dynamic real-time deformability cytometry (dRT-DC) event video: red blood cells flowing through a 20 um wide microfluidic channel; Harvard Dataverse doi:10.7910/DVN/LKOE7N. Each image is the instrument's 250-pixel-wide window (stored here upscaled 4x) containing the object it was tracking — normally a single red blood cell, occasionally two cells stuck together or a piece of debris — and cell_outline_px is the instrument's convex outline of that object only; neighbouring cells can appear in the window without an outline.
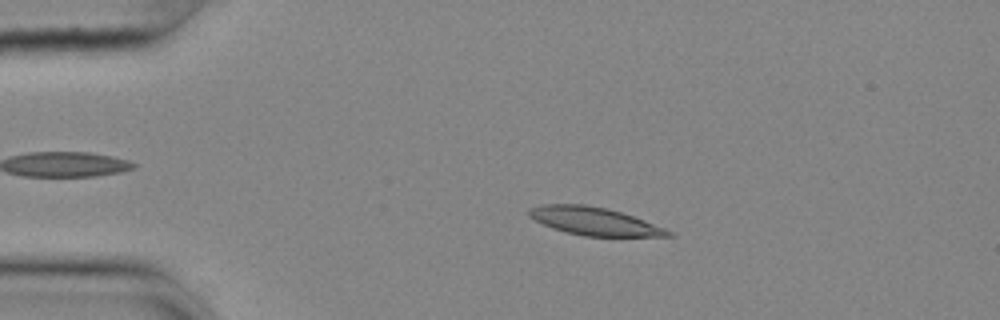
{"species": "common noctule bat (a hibernating species)", "species_latin": "Nyctalus noctula", "temperature_condition": "cold", "stored_images_in_passage": 55, "camera_frame_rate_fps": 3000, "um_per_image_px": 0.085, "animal": {"sex": "female", "body_mass_g": 25.1}, "frame": {"image": 1, "passage_image": 11, "time_ms": 3.333, "image_size_px": [1000, 320], "cell_outline_px": [[676, 236], [584, 236], [552, 228], [528, 216], [528, 208], [540, 204], [588, 204], [608, 208], [644, 220], [664, 228], [672, 232]], "centroid_in_image_um": [50.48, 18.79], "position_along_channel_um": 34.5, "area_um2": 22.54}}
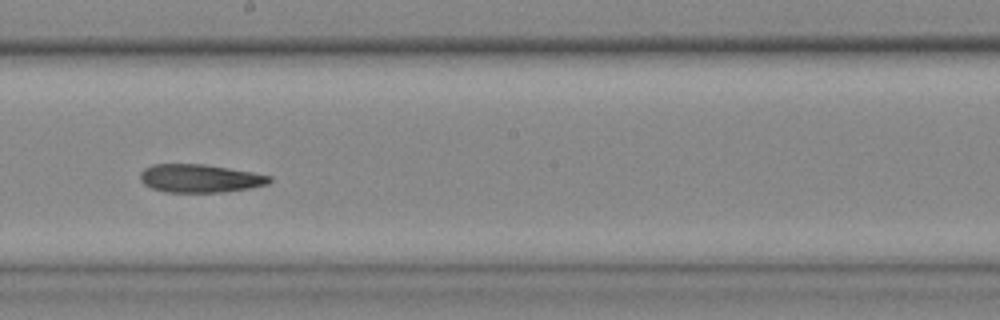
{"frame": {"image": 2, "passage_image": 31, "time_ms": 10.0, "image_size_px": [1000, 320], "cell_outline_px": [[272, 180], [268, 184], [248, 188], [224, 192], [168, 192], [152, 188], [144, 184], [140, 180], [140, 172], [144, 168], [152, 164], [204, 164], [252, 172], [272, 176]], "centroid_in_image_um": [16.98, 15.16], "position_along_channel_um": 231.2, "area_um2": 21.21}}
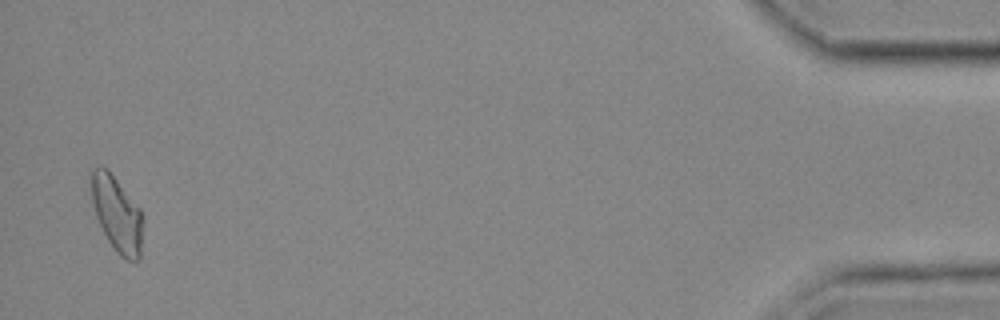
{"frame": {"image": 3, "passage_image": 54, "time_ms": 17.667, "image_size_px": [1000, 320], "cell_outline_px": [[144, 220], [140, 260], [124, 260], [116, 252], [108, 240], [96, 216], [92, 200], [88, 176], [92, 168], [100, 164], [108, 168], [140, 208], [144, 216]], "centroid_in_image_um": [9.94, 18.13], "position_along_channel_um": 425.3, "area_um2": 23.47}}